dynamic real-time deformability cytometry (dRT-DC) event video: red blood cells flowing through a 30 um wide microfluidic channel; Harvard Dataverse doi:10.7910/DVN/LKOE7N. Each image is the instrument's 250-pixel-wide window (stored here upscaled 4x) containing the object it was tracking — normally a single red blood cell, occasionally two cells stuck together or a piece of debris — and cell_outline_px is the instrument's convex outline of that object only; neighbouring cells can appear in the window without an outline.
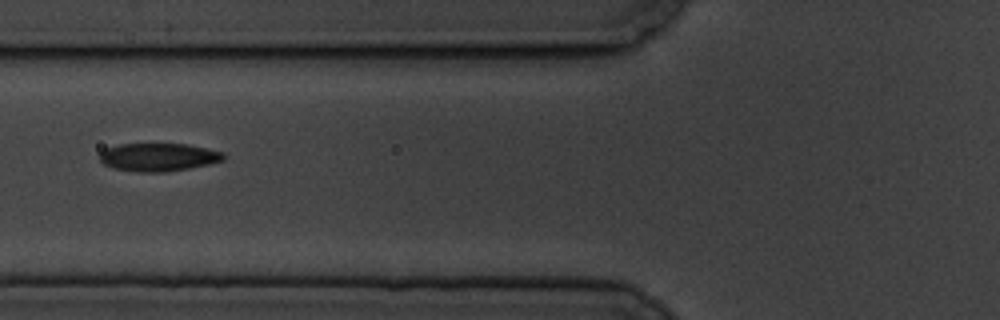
{"species": "common noctule bat (a hibernating species)", "species_latin": "Nyctalus noctula", "temperature_condition": "cold", "stored_images_in_passage": 3, "camera_frame_rate_fps": 3000, "um_per_image_px": 0.085, "animal": {"sex": "male", "body_mass_g": 19.5, "forearm_length_mm": 54.6}, "frame": {"image": 1, "passage_image": 2, "time_ms": 1.0, "image_size_px": [1000, 320], "cell_outline_px": [[224, 160], [208, 164], [188, 168], [164, 172], [140, 172], [112, 168], [104, 164], [100, 160], [100, 152], [104, 148], [120, 144], [188, 144], [224, 152]], "centroid_in_image_um": [13.44, 13.35], "position_along_channel_um": 112.4, "area_um2": 20.23}}
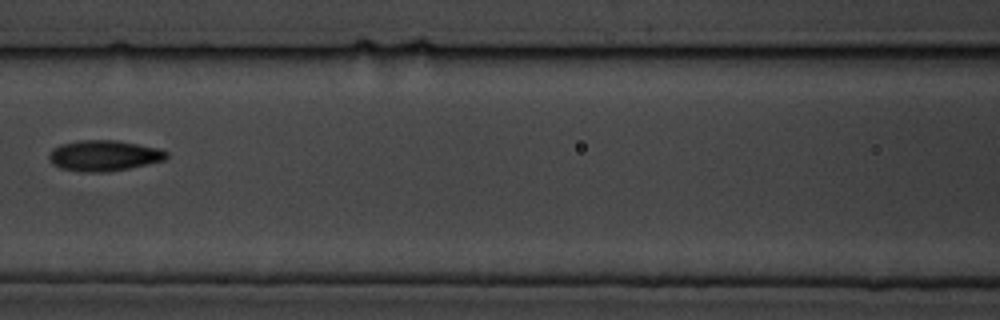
{"frame": {"image": 2, "passage_image": 3, "time_ms": 2.333, "image_size_px": [1000, 320], "cell_outline_px": [[168, 156], [164, 160], [148, 164], [108, 172], [80, 172], [60, 168], [52, 164], [48, 156], [52, 148], [60, 144], [76, 140], [116, 140], [160, 148], [168, 152]], "centroid_in_image_um": [8.81, 13.22], "position_along_channel_um": 157.8, "area_um2": 21.27}}